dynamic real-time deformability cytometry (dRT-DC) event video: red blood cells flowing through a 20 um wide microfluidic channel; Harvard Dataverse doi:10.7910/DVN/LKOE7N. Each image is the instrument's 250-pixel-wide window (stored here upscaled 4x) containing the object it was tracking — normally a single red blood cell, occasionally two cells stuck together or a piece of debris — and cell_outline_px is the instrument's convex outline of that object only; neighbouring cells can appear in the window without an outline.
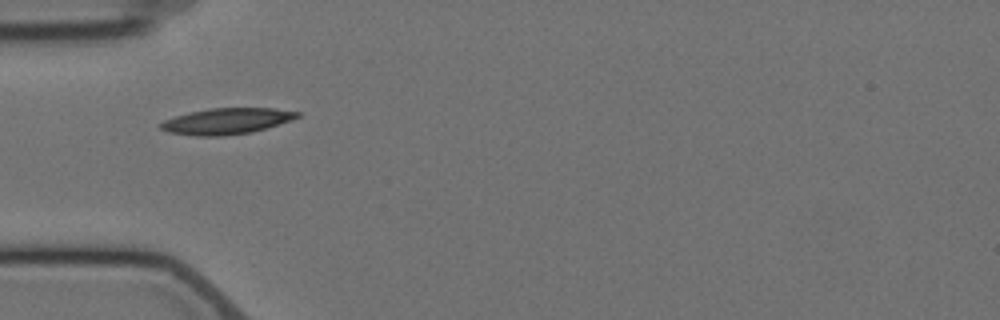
{"species": "Egyptian fruit bat (a non-hibernating species)", "species_latin": "Rousettus aegyptiacus", "temperature_condition": "cold", "stored_images_in_passage": 5, "camera_frame_rate_fps": 3000, "um_per_image_px": 0.085, "animal": {"sex": "female"}, "frame": {"image": 1, "passage_image": 1, "time_ms": 0.0, "image_size_px": [1000, 320], "cell_outline_px": [[300, 116], [252, 132], [224, 136], [196, 136], [168, 132], [160, 128], [156, 124], [164, 120], [176, 116], [192, 112], [212, 108], [276, 108], [300, 112]], "centroid_in_image_um": [19.21, 10.3], "position_along_channel_um": 65.8, "area_um2": 20.52}}
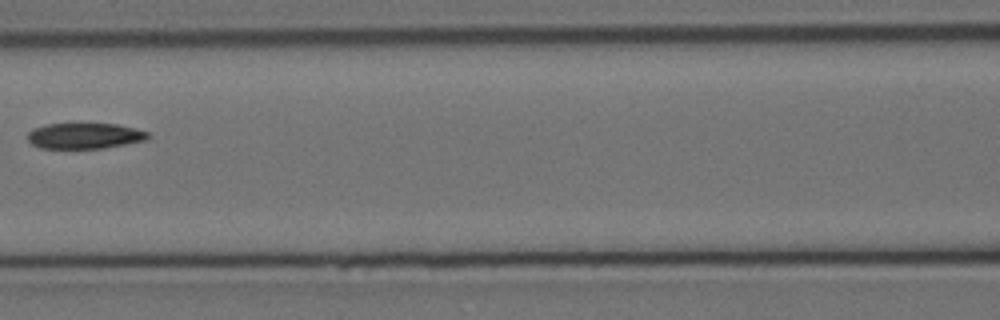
{"frame": {"image": 2, "passage_image": 3, "time_ms": 2.667, "image_size_px": [1000, 320], "cell_outline_px": [[152, 136], [148, 140], [104, 148], [40, 148], [32, 144], [28, 140], [28, 132], [32, 128], [48, 124], [116, 124], [136, 128], [148, 132]], "centroid_in_image_um": [7.23, 11.55], "position_along_channel_um": 159.4, "area_um2": 18.15}}
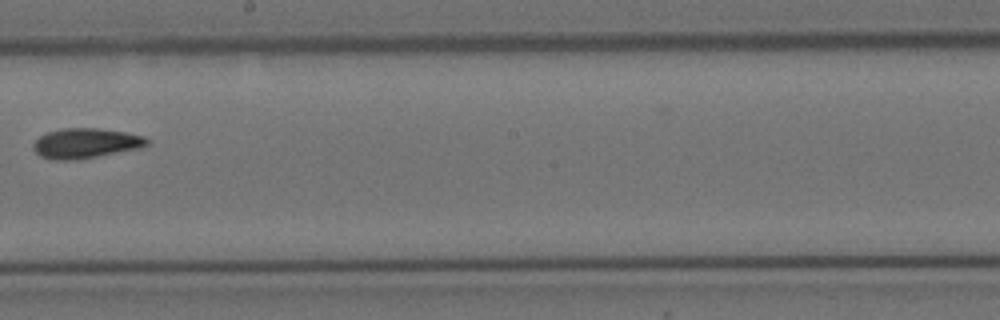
{"frame": {"image": 3, "passage_image": 5, "time_ms": 5.0, "image_size_px": [1000, 320], "cell_outline_px": [[148, 144], [140, 148], [96, 156], [72, 160], [52, 160], [40, 156], [32, 148], [32, 144], [40, 136], [48, 132], [64, 128], [96, 128], [124, 132], [144, 136], [148, 140]], "centroid_in_image_um": [7.25, 12.18], "position_along_channel_um": 241.0, "area_um2": 19.65}}